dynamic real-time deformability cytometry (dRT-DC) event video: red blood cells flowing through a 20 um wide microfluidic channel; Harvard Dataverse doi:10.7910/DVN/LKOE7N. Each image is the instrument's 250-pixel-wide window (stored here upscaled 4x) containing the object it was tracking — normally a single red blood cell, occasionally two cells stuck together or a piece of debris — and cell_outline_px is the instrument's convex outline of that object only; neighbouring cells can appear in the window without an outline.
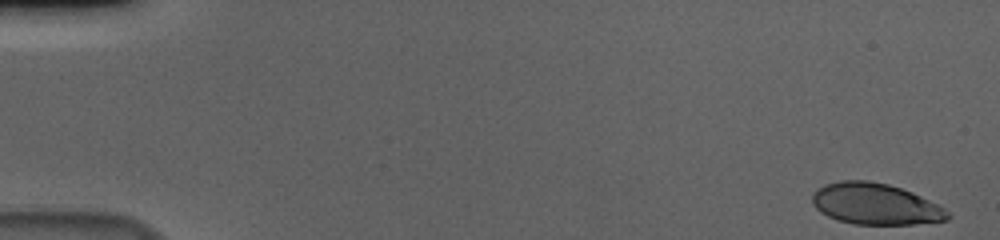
{"species": "human", "species_latin": "Homo sapiens", "temperature_condition": "cold", "stored_images_in_passage": 56, "camera_frame_rate_fps": 3000, "um_per_image_px": 0.085, "donor": {"sex": "male"}, "frame": {"image": 1, "passage_image": 1, "time_ms": 0.0, "image_size_px": [1000, 240], "cell_outline_px": [[952, 216], [948, 220], [912, 224], [856, 224], [836, 220], [820, 212], [812, 204], [812, 192], [824, 184], [840, 180], [868, 180], [888, 184], [912, 192], [944, 208]], "centroid_in_image_um": [74.37, 17.33], "position_along_channel_um": 10.6, "area_um2": 32.6}}
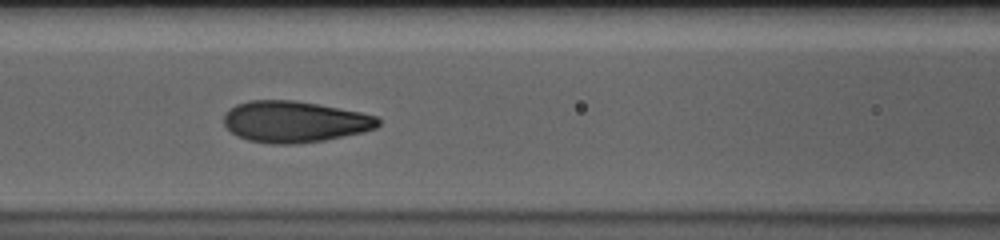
{"frame": {"image": 2, "passage_image": 25, "time_ms": 8.0, "image_size_px": [1000, 240], "cell_outline_px": [[380, 124], [376, 128], [364, 132], [324, 140], [296, 144], [272, 144], [248, 140], [236, 136], [224, 124], [224, 116], [228, 108], [236, 104], [248, 100], [296, 100], [360, 112], [376, 116], [380, 120]], "centroid_in_image_um": [25.02, 10.34], "position_along_channel_um": 141.6, "area_um2": 37.28}}
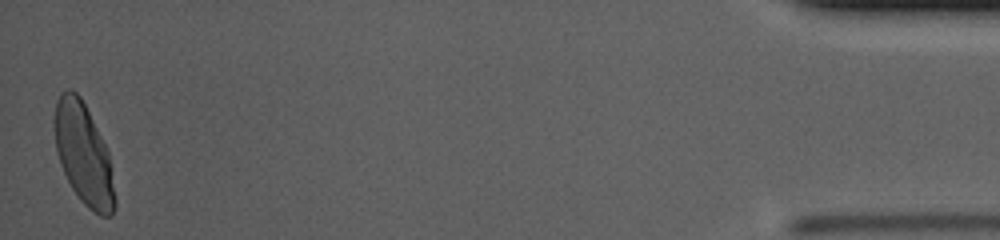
{"frame": {"image": 3, "passage_image": 56, "time_ms": 18.333, "image_size_px": [1000, 240], "cell_outline_px": [[116, 204], [112, 216], [100, 216], [92, 212], [80, 200], [72, 188], [60, 164], [56, 148], [52, 124], [52, 120], [56, 100], [60, 92], [68, 88], [72, 88], [80, 96], [108, 152], [116, 200]], "centroid_in_image_um": [7.07, 13.1], "position_along_channel_um": 428.1, "area_um2": 35.66}, "authors_computed_cell_mechanics": {"area_um2": 35.9805, "velocity_mm_per_s": 3.6154, "shape_relaxation_time_tau1_ms": 3.1559, "shape_relaxation_time_tau2_ms": null, "deformation_change_tau1": 0.17, "deformation_change_tau2": null}}